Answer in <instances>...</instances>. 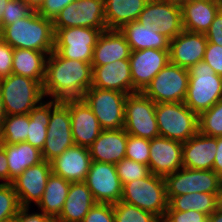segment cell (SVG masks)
Returning <instances> with one entry per match:
<instances>
[{
	"mask_svg": "<svg viewBox=\"0 0 222 222\" xmlns=\"http://www.w3.org/2000/svg\"><path fill=\"white\" fill-rule=\"evenodd\" d=\"M92 73L91 63L66 59L53 50L46 61L43 94L58 101L83 98L92 85Z\"/></svg>",
	"mask_w": 222,
	"mask_h": 222,
	"instance_id": "1",
	"label": "cell"
},
{
	"mask_svg": "<svg viewBox=\"0 0 222 222\" xmlns=\"http://www.w3.org/2000/svg\"><path fill=\"white\" fill-rule=\"evenodd\" d=\"M0 38L13 49H30L49 55L55 47L53 22L32 11L24 19H17L0 30Z\"/></svg>",
	"mask_w": 222,
	"mask_h": 222,
	"instance_id": "2",
	"label": "cell"
},
{
	"mask_svg": "<svg viewBox=\"0 0 222 222\" xmlns=\"http://www.w3.org/2000/svg\"><path fill=\"white\" fill-rule=\"evenodd\" d=\"M121 201L148 211L162 221L168 208L164 177L150 173L145 178L128 182L122 187Z\"/></svg>",
	"mask_w": 222,
	"mask_h": 222,
	"instance_id": "3",
	"label": "cell"
},
{
	"mask_svg": "<svg viewBox=\"0 0 222 222\" xmlns=\"http://www.w3.org/2000/svg\"><path fill=\"white\" fill-rule=\"evenodd\" d=\"M189 84L184 103L197 115L222 99V77L204 61L189 69Z\"/></svg>",
	"mask_w": 222,
	"mask_h": 222,
	"instance_id": "4",
	"label": "cell"
},
{
	"mask_svg": "<svg viewBox=\"0 0 222 222\" xmlns=\"http://www.w3.org/2000/svg\"><path fill=\"white\" fill-rule=\"evenodd\" d=\"M0 92L6 115L29 114L45 98L38 81L16 74L0 79Z\"/></svg>",
	"mask_w": 222,
	"mask_h": 222,
	"instance_id": "5",
	"label": "cell"
},
{
	"mask_svg": "<svg viewBox=\"0 0 222 222\" xmlns=\"http://www.w3.org/2000/svg\"><path fill=\"white\" fill-rule=\"evenodd\" d=\"M159 136L181 143L198 132V115L184 102L156 103Z\"/></svg>",
	"mask_w": 222,
	"mask_h": 222,
	"instance_id": "6",
	"label": "cell"
},
{
	"mask_svg": "<svg viewBox=\"0 0 222 222\" xmlns=\"http://www.w3.org/2000/svg\"><path fill=\"white\" fill-rule=\"evenodd\" d=\"M128 94L115 90L90 87L83 97L103 130L122 129L125 120V100Z\"/></svg>",
	"mask_w": 222,
	"mask_h": 222,
	"instance_id": "7",
	"label": "cell"
},
{
	"mask_svg": "<svg viewBox=\"0 0 222 222\" xmlns=\"http://www.w3.org/2000/svg\"><path fill=\"white\" fill-rule=\"evenodd\" d=\"M189 84L186 68L168 63L152 79L142 93L155 103L184 102Z\"/></svg>",
	"mask_w": 222,
	"mask_h": 222,
	"instance_id": "8",
	"label": "cell"
},
{
	"mask_svg": "<svg viewBox=\"0 0 222 222\" xmlns=\"http://www.w3.org/2000/svg\"><path fill=\"white\" fill-rule=\"evenodd\" d=\"M156 103L142 92L128 94L125 100L124 130L141 138L159 137Z\"/></svg>",
	"mask_w": 222,
	"mask_h": 222,
	"instance_id": "9",
	"label": "cell"
},
{
	"mask_svg": "<svg viewBox=\"0 0 222 222\" xmlns=\"http://www.w3.org/2000/svg\"><path fill=\"white\" fill-rule=\"evenodd\" d=\"M55 47L66 59L92 63L93 51L101 33L105 30L87 27L54 28Z\"/></svg>",
	"mask_w": 222,
	"mask_h": 222,
	"instance_id": "10",
	"label": "cell"
},
{
	"mask_svg": "<svg viewBox=\"0 0 222 222\" xmlns=\"http://www.w3.org/2000/svg\"><path fill=\"white\" fill-rule=\"evenodd\" d=\"M74 145L69 107L63 101L51 99L47 138L41 151L43 160L50 162Z\"/></svg>",
	"mask_w": 222,
	"mask_h": 222,
	"instance_id": "11",
	"label": "cell"
},
{
	"mask_svg": "<svg viewBox=\"0 0 222 222\" xmlns=\"http://www.w3.org/2000/svg\"><path fill=\"white\" fill-rule=\"evenodd\" d=\"M168 201L194 192L219 194L222 179L213 170L180 168L164 177Z\"/></svg>",
	"mask_w": 222,
	"mask_h": 222,
	"instance_id": "12",
	"label": "cell"
},
{
	"mask_svg": "<svg viewBox=\"0 0 222 222\" xmlns=\"http://www.w3.org/2000/svg\"><path fill=\"white\" fill-rule=\"evenodd\" d=\"M54 28L87 27L107 30L104 0H76L52 21Z\"/></svg>",
	"mask_w": 222,
	"mask_h": 222,
	"instance_id": "13",
	"label": "cell"
},
{
	"mask_svg": "<svg viewBox=\"0 0 222 222\" xmlns=\"http://www.w3.org/2000/svg\"><path fill=\"white\" fill-rule=\"evenodd\" d=\"M84 183L96 203L113 205L121 201L123 186L115 164L92 161Z\"/></svg>",
	"mask_w": 222,
	"mask_h": 222,
	"instance_id": "14",
	"label": "cell"
},
{
	"mask_svg": "<svg viewBox=\"0 0 222 222\" xmlns=\"http://www.w3.org/2000/svg\"><path fill=\"white\" fill-rule=\"evenodd\" d=\"M137 21L144 27H159L170 41L183 31L181 8L161 0H148Z\"/></svg>",
	"mask_w": 222,
	"mask_h": 222,
	"instance_id": "15",
	"label": "cell"
},
{
	"mask_svg": "<svg viewBox=\"0 0 222 222\" xmlns=\"http://www.w3.org/2000/svg\"><path fill=\"white\" fill-rule=\"evenodd\" d=\"M129 62L133 93L142 92L163 67L170 62L169 50L148 48L131 51Z\"/></svg>",
	"mask_w": 222,
	"mask_h": 222,
	"instance_id": "16",
	"label": "cell"
},
{
	"mask_svg": "<svg viewBox=\"0 0 222 222\" xmlns=\"http://www.w3.org/2000/svg\"><path fill=\"white\" fill-rule=\"evenodd\" d=\"M63 102L69 107L74 144L88 148L103 131L98 119L83 98Z\"/></svg>",
	"mask_w": 222,
	"mask_h": 222,
	"instance_id": "17",
	"label": "cell"
},
{
	"mask_svg": "<svg viewBox=\"0 0 222 222\" xmlns=\"http://www.w3.org/2000/svg\"><path fill=\"white\" fill-rule=\"evenodd\" d=\"M183 143L165 137L150 139L149 170L165 177L183 167Z\"/></svg>",
	"mask_w": 222,
	"mask_h": 222,
	"instance_id": "18",
	"label": "cell"
},
{
	"mask_svg": "<svg viewBox=\"0 0 222 222\" xmlns=\"http://www.w3.org/2000/svg\"><path fill=\"white\" fill-rule=\"evenodd\" d=\"M51 173V163L43 160L39 164L28 167L13 180L12 185L21 207H29L32 201L38 205Z\"/></svg>",
	"mask_w": 222,
	"mask_h": 222,
	"instance_id": "19",
	"label": "cell"
},
{
	"mask_svg": "<svg viewBox=\"0 0 222 222\" xmlns=\"http://www.w3.org/2000/svg\"><path fill=\"white\" fill-rule=\"evenodd\" d=\"M207 43L205 34L183 30L170 41V63L189 69L204 59Z\"/></svg>",
	"mask_w": 222,
	"mask_h": 222,
	"instance_id": "20",
	"label": "cell"
},
{
	"mask_svg": "<svg viewBox=\"0 0 222 222\" xmlns=\"http://www.w3.org/2000/svg\"><path fill=\"white\" fill-rule=\"evenodd\" d=\"M92 159L89 149L74 145L50 161L52 173L61 176L70 183L84 182Z\"/></svg>",
	"mask_w": 222,
	"mask_h": 222,
	"instance_id": "21",
	"label": "cell"
},
{
	"mask_svg": "<svg viewBox=\"0 0 222 222\" xmlns=\"http://www.w3.org/2000/svg\"><path fill=\"white\" fill-rule=\"evenodd\" d=\"M92 87L133 94L129 59L116 60L103 66H92Z\"/></svg>",
	"mask_w": 222,
	"mask_h": 222,
	"instance_id": "22",
	"label": "cell"
},
{
	"mask_svg": "<svg viewBox=\"0 0 222 222\" xmlns=\"http://www.w3.org/2000/svg\"><path fill=\"white\" fill-rule=\"evenodd\" d=\"M128 133L122 129L103 130L88 147L92 161L116 164L125 158Z\"/></svg>",
	"mask_w": 222,
	"mask_h": 222,
	"instance_id": "23",
	"label": "cell"
},
{
	"mask_svg": "<svg viewBox=\"0 0 222 222\" xmlns=\"http://www.w3.org/2000/svg\"><path fill=\"white\" fill-rule=\"evenodd\" d=\"M217 138L197 132L183 143V167L188 169L213 170Z\"/></svg>",
	"mask_w": 222,
	"mask_h": 222,
	"instance_id": "24",
	"label": "cell"
},
{
	"mask_svg": "<svg viewBox=\"0 0 222 222\" xmlns=\"http://www.w3.org/2000/svg\"><path fill=\"white\" fill-rule=\"evenodd\" d=\"M131 49L119 30H105L99 36L93 51L92 66H103L116 60L130 58Z\"/></svg>",
	"mask_w": 222,
	"mask_h": 222,
	"instance_id": "25",
	"label": "cell"
},
{
	"mask_svg": "<svg viewBox=\"0 0 222 222\" xmlns=\"http://www.w3.org/2000/svg\"><path fill=\"white\" fill-rule=\"evenodd\" d=\"M218 12V0L189 1L181 8L183 30L205 34Z\"/></svg>",
	"mask_w": 222,
	"mask_h": 222,
	"instance_id": "26",
	"label": "cell"
},
{
	"mask_svg": "<svg viewBox=\"0 0 222 222\" xmlns=\"http://www.w3.org/2000/svg\"><path fill=\"white\" fill-rule=\"evenodd\" d=\"M95 204L96 201L84 182L71 183L63 210L56 220L59 222H82Z\"/></svg>",
	"mask_w": 222,
	"mask_h": 222,
	"instance_id": "27",
	"label": "cell"
},
{
	"mask_svg": "<svg viewBox=\"0 0 222 222\" xmlns=\"http://www.w3.org/2000/svg\"><path fill=\"white\" fill-rule=\"evenodd\" d=\"M119 31L125 36L131 51L148 48L169 50L170 40L159 33V27H144L136 20L125 24Z\"/></svg>",
	"mask_w": 222,
	"mask_h": 222,
	"instance_id": "28",
	"label": "cell"
},
{
	"mask_svg": "<svg viewBox=\"0 0 222 222\" xmlns=\"http://www.w3.org/2000/svg\"><path fill=\"white\" fill-rule=\"evenodd\" d=\"M0 145L5 149L7 156L9 184H12L13 180L20 176L28 167L43 161L41 150L27 142Z\"/></svg>",
	"mask_w": 222,
	"mask_h": 222,
	"instance_id": "29",
	"label": "cell"
},
{
	"mask_svg": "<svg viewBox=\"0 0 222 222\" xmlns=\"http://www.w3.org/2000/svg\"><path fill=\"white\" fill-rule=\"evenodd\" d=\"M148 0H104L106 28L119 30L136 21Z\"/></svg>",
	"mask_w": 222,
	"mask_h": 222,
	"instance_id": "30",
	"label": "cell"
},
{
	"mask_svg": "<svg viewBox=\"0 0 222 222\" xmlns=\"http://www.w3.org/2000/svg\"><path fill=\"white\" fill-rule=\"evenodd\" d=\"M48 55L30 49H14L13 74L32 78L43 85Z\"/></svg>",
	"mask_w": 222,
	"mask_h": 222,
	"instance_id": "31",
	"label": "cell"
},
{
	"mask_svg": "<svg viewBox=\"0 0 222 222\" xmlns=\"http://www.w3.org/2000/svg\"><path fill=\"white\" fill-rule=\"evenodd\" d=\"M71 183L51 173L38 208L52 219H57L63 210Z\"/></svg>",
	"mask_w": 222,
	"mask_h": 222,
	"instance_id": "32",
	"label": "cell"
},
{
	"mask_svg": "<svg viewBox=\"0 0 222 222\" xmlns=\"http://www.w3.org/2000/svg\"><path fill=\"white\" fill-rule=\"evenodd\" d=\"M218 209V194L189 193L174 196L168 201L166 211H190L195 210L210 216Z\"/></svg>",
	"mask_w": 222,
	"mask_h": 222,
	"instance_id": "33",
	"label": "cell"
},
{
	"mask_svg": "<svg viewBox=\"0 0 222 222\" xmlns=\"http://www.w3.org/2000/svg\"><path fill=\"white\" fill-rule=\"evenodd\" d=\"M50 119V101H41L29 112V127L26 142L42 151L47 138Z\"/></svg>",
	"mask_w": 222,
	"mask_h": 222,
	"instance_id": "34",
	"label": "cell"
},
{
	"mask_svg": "<svg viewBox=\"0 0 222 222\" xmlns=\"http://www.w3.org/2000/svg\"><path fill=\"white\" fill-rule=\"evenodd\" d=\"M29 127V114L6 115L0 131V144L26 142Z\"/></svg>",
	"mask_w": 222,
	"mask_h": 222,
	"instance_id": "35",
	"label": "cell"
},
{
	"mask_svg": "<svg viewBox=\"0 0 222 222\" xmlns=\"http://www.w3.org/2000/svg\"><path fill=\"white\" fill-rule=\"evenodd\" d=\"M198 132L209 137H222V99L198 115Z\"/></svg>",
	"mask_w": 222,
	"mask_h": 222,
	"instance_id": "36",
	"label": "cell"
},
{
	"mask_svg": "<svg viewBox=\"0 0 222 222\" xmlns=\"http://www.w3.org/2000/svg\"><path fill=\"white\" fill-rule=\"evenodd\" d=\"M113 211L115 222H161L154 214L123 201L113 204Z\"/></svg>",
	"mask_w": 222,
	"mask_h": 222,
	"instance_id": "37",
	"label": "cell"
},
{
	"mask_svg": "<svg viewBox=\"0 0 222 222\" xmlns=\"http://www.w3.org/2000/svg\"><path fill=\"white\" fill-rule=\"evenodd\" d=\"M21 208L12 184L0 183V221L16 217Z\"/></svg>",
	"mask_w": 222,
	"mask_h": 222,
	"instance_id": "38",
	"label": "cell"
},
{
	"mask_svg": "<svg viewBox=\"0 0 222 222\" xmlns=\"http://www.w3.org/2000/svg\"><path fill=\"white\" fill-rule=\"evenodd\" d=\"M122 186L136 179L147 177L151 172L149 166L129 159H122L115 164Z\"/></svg>",
	"mask_w": 222,
	"mask_h": 222,
	"instance_id": "39",
	"label": "cell"
},
{
	"mask_svg": "<svg viewBox=\"0 0 222 222\" xmlns=\"http://www.w3.org/2000/svg\"><path fill=\"white\" fill-rule=\"evenodd\" d=\"M150 139L128 134L125 158L149 165Z\"/></svg>",
	"mask_w": 222,
	"mask_h": 222,
	"instance_id": "40",
	"label": "cell"
},
{
	"mask_svg": "<svg viewBox=\"0 0 222 222\" xmlns=\"http://www.w3.org/2000/svg\"><path fill=\"white\" fill-rule=\"evenodd\" d=\"M33 10L24 0H9L7 8L4 10L0 30L6 25H10L17 19L21 20L27 17Z\"/></svg>",
	"mask_w": 222,
	"mask_h": 222,
	"instance_id": "41",
	"label": "cell"
},
{
	"mask_svg": "<svg viewBox=\"0 0 222 222\" xmlns=\"http://www.w3.org/2000/svg\"><path fill=\"white\" fill-rule=\"evenodd\" d=\"M82 222H115L112 204L96 203Z\"/></svg>",
	"mask_w": 222,
	"mask_h": 222,
	"instance_id": "42",
	"label": "cell"
},
{
	"mask_svg": "<svg viewBox=\"0 0 222 222\" xmlns=\"http://www.w3.org/2000/svg\"><path fill=\"white\" fill-rule=\"evenodd\" d=\"M161 222H208V216L195 210L166 211Z\"/></svg>",
	"mask_w": 222,
	"mask_h": 222,
	"instance_id": "43",
	"label": "cell"
},
{
	"mask_svg": "<svg viewBox=\"0 0 222 222\" xmlns=\"http://www.w3.org/2000/svg\"><path fill=\"white\" fill-rule=\"evenodd\" d=\"M214 72L222 77V46L207 43L203 59Z\"/></svg>",
	"mask_w": 222,
	"mask_h": 222,
	"instance_id": "44",
	"label": "cell"
},
{
	"mask_svg": "<svg viewBox=\"0 0 222 222\" xmlns=\"http://www.w3.org/2000/svg\"><path fill=\"white\" fill-rule=\"evenodd\" d=\"M14 49L0 38V79L13 74Z\"/></svg>",
	"mask_w": 222,
	"mask_h": 222,
	"instance_id": "45",
	"label": "cell"
},
{
	"mask_svg": "<svg viewBox=\"0 0 222 222\" xmlns=\"http://www.w3.org/2000/svg\"><path fill=\"white\" fill-rule=\"evenodd\" d=\"M74 1L76 0H45L37 13L53 21L63 8Z\"/></svg>",
	"mask_w": 222,
	"mask_h": 222,
	"instance_id": "46",
	"label": "cell"
},
{
	"mask_svg": "<svg viewBox=\"0 0 222 222\" xmlns=\"http://www.w3.org/2000/svg\"><path fill=\"white\" fill-rule=\"evenodd\" d=\"M209 43L222 46V15L218 12L209 29L205 33Z\"/></svg>",
	"mask_w": 222,
	"mask_h": 222,
	"instance_id": "47",
	"label": "cell"
},
{
	"mask_svg": "<svg viewBox=\"0 0 222 222\" xmlns=\"http://www.w3.org/2000/svg\"><path fill=\"white\" fill-rule=\"evenodd\" d=\"M53 219L41 211V213H29V207H21L15 217V222H51Z\"/></svg>",
	"mask_w": 222,
	"mask_h": 222,
	"instance_id": "48",
	"label": "cell"
},
{
	"mask_svg": "<svg viewBox=\"0 0 222 222\" xmlns=\"http://www.w3.org/2000/svg\"><path fill=\"white\" fill-rule=\"evenodd\" d=\"M0 180L2 183L9 184V169L5 149L0 145Z\"/></svg>",
	"mask_w": 222,
	"mask_h": 222,
	"instance_id": "49",
	"label": "cell"
},
{
	"mask_svg": "<svg viewBox=\"0 0 222 222\" xmlns=\"http://www.w3.org/2000/svg\"><path fill=\"white\" fill-rule=\"evenodd\" d=\"M213 171H215L222 179V137H217V149L213 164Z\"/></svg>",
	"mask_w": 222,
	"mask_h": 222,
	"instance_id": "50",
	"label": "cell"
},
{
	"mask_svg": "<svg viewBox=\"0 0 222 222\" xmlns=\"http://www.w3.org/2000/svg\"><path fill=\"white\" fill-rule=\"evenodd\" d=\"M25 3L33 10L38 11L45 0H24Z\"/></svg>",
	"mask_w": 222,
	"mask_h": 222,
	"instance_id": "51",
	"label": "cell"
},
{
	"mask_svg": "<svg viewBox=\"0 0 222 222\" xmlns=\"http://www.w3.org/2000/svg\"><path fill=\"white\" fill-rule=\"evenodd\" d=\"M208 222H222V209L218 208L210 216H208Z\"/></svg>",
	"mask_w": 222,
	"mask_h": 222,
	"instance_id": "52",
	"label": "cell"
},
{
	"mask_svg": "<svg viewBox=\"0 0 222 222\" xmlns=\"http://www.w3.org/2000/svg\"><path fill=\"white\" fill-rule=\"evenodd\" d=\"M161 1L167 2L179 8H182L186 3H188L191 0H161Z\"/></svg>",
	"mask_w": 222,
	"mask_h": 222,
	"instance_id": "53",
	"label": "cell"
},
{
	"mask_svg": "<svg viewBox=\"0 0 222 222\" xmlns=\"http://www.w3.org/2000/svg\"><path fill=\"white\" fill-rule=\"evenodd\" d=\"M5 118H6V113H5V110H4L2 97H1V92H0V131L3 127V122H4Z\"/></svg>",
	"mask_w": 222,
	"mask_h": 222,
	"instance_id": "54",
	"label": "cell"
},
{
	"mask_svg": "<svg viewBox=\"0 0 222 222\" xmlns=\"http://www.w3.org/2000/svg\"><path fill=\"white\" fill-rule=\"evenodd\" d=\"M7 2H9V0H0V24L2 22L4 10L7 8Z\"/></svg>",
	"mask_w": 222,
	"mask_h": 222,
	"instance_id": "55",
	"label": "cell"
},
{
	"mask_svg": "<svg viewBox=\"0 0 222 222\" xmlns=\"http://www.w3.org/2000/svg\"><path fill=\"white\" fill-rule=\"evenodd\" d=\"M218 208L222 209V182H221V187L218 194Z\"/></svg>",
	"mask_w": 222,
	"mask_h": 222,
	"instance_id": "56",
	"label": "cell"
},
{
	"mask_svg": "<svg viewBox=\"0 0 222 222\" xmlns=\"http://www.w3.org/2000/svg\"><path fill=\"white\" fill-rule=\"evenodd\" d=\"M219 4V13L222 15V0H218Z\"/></svg>",
	"mask_w": 222,
	"mask_h": 222,
	"instance_id": "57",
	"label": "cell"
},
{
	"mask_svg": "<svg viewBox=\"0 0 222 222\" xmlns=\"http://www.w3.org/2000/svg\"><path fill=\"white\" fill-rule=\"evenodd\" d=\"M0 222H15V217Z\"/></svg>",
	"mask_w": 222,
	"mask_h": 222,
	"instance_id": "58",
	"label": "cell"
},
{
	"mask_svg": "<svg viewBox=\"0 0 222 222\" xmlns=\"http://www.w3.org/2000/svg\"><path fill=\"white\" fill-rule=\"evenodd\" d=\"M51 222H59L58 220H56V219H53Z\"/></svg>",
	"mask_w": 222,
	"mask_h": 222,
	"instance_id": "59",
	"label": "cell"
}]
</instances>
